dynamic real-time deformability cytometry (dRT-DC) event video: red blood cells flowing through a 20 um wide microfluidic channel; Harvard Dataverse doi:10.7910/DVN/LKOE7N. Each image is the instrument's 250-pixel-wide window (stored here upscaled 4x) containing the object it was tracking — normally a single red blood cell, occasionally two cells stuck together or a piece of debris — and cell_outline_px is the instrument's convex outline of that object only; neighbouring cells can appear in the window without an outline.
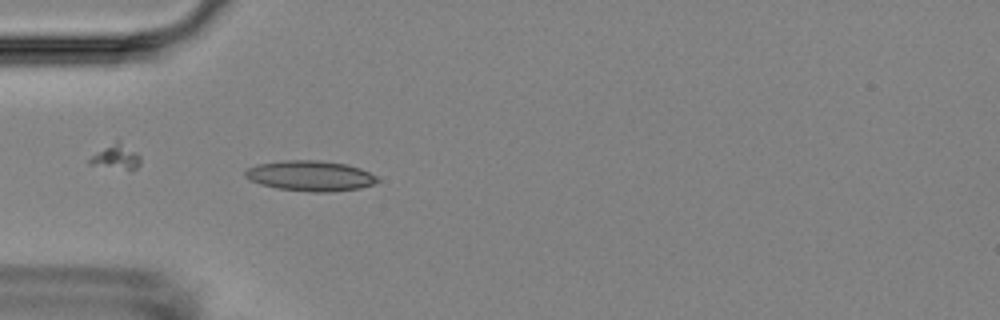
{"species": "Egyptian fruit bat (a non-hibernating species)", "species_latin": "Rousettus aegyptiacus", "temperature_condition": "room temperature", "stored_images_in_passage": 5, "camera_frame_rate_fps": 3000, "um_per_image_px": 0.085, "animal": {"sex": "female"}, "frame": {"image": 1, "passage_image": 5, "time_ms": 6.0, "image_size_px": [1000, 320], "cell_outline_px": [[380, 180], [372, 184], [360, 188], [332, 192], [312, 192], [276, 188], [260, 184], [244, 176], [244, 172], [248, 168], [256, 164], [284, 160], [316, 160], [348, 164], [360, 168], [376, 176]], "centroid_in_image_um": [26.37, 14.94], "position_along_channel_um": 58.6, "area_um2": 23.41}}